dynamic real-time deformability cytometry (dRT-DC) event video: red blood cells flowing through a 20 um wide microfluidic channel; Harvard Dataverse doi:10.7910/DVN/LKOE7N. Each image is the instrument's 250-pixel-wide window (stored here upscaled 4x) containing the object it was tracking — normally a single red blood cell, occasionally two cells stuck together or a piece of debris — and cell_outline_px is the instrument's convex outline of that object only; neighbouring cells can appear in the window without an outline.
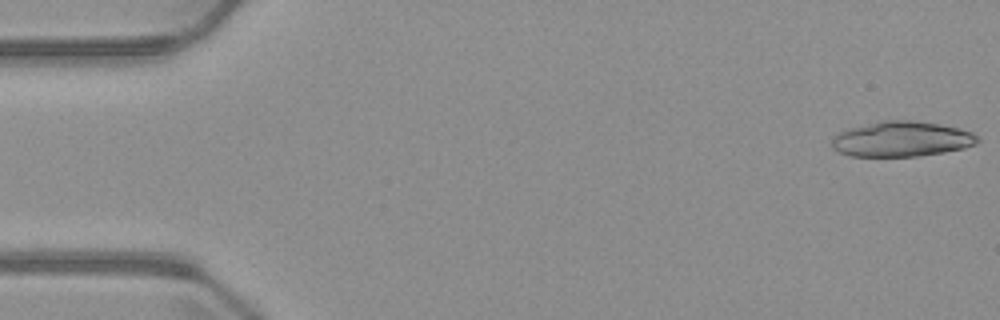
{"species": "common noctule bat (a hibernating species)", "species_latin": "Nyctalus noctula", "temperature_condition": "warm", "stored_images_in_passage": 5, "camera_frame_rate_fps": 3000, "um_per_image_px": 0.085, "animal": {"sex": "male", "body_mass_g": 23.1, "forearm_length_mm": 52.7}, "frame": {"image": 1, "passage_image": 1, "time_ms": 0.0, "image_size_px": [1000, 320], "cell_outline_px": [[980, 140], [976, 144], [964, 148], [944, 152], [916, 156], [848, 156], [832, 148], [832, 140], [840, 132], [848, 128], [880, 120], [916, 120], [960, 128], [972, 132]], "centroid_in_image_um": [76.64, 11.81], "position_along_channel_um": 8.4, "area_um2": 30.0}}